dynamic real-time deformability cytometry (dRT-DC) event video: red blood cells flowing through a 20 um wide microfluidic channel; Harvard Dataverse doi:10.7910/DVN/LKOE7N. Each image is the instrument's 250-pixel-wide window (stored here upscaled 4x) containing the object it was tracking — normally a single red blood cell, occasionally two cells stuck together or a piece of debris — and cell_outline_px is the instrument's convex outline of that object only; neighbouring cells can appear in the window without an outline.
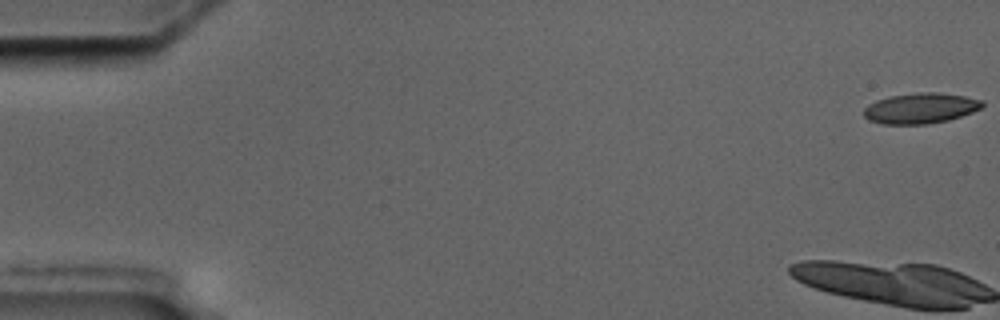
{"species": "common noctule bat (a hibernating species)", "species_latin": "Nyctalus noctula", "temperature_condition": "cold", "stored_images_in_passage": 5, "camera_frame_rate_fps": 3000, "um_per_image_px": 0.085, "animal": {"sex": "male", "body_mass_g": 17.5, "forearm_length_mm": 52.3}, "frame": {"image": 1, "passage_image": 1, "time_ms": 0.0, "image_size_px": [1000, 320], "cell_outline_px": [[984, 104], [980, 108], [972, 112], [948, 120], [928, 124], [880, 124], [868, 120], [864, 116], [864, 108], [868, 104], [876, 100], [888, 96], [920, 92], [936, 92], [964, 96], [984, 100]], "centroid_in_image_um": [78.22, 9.2], "position_along_channel_um": 6.8, "area_um2": 21.15}}